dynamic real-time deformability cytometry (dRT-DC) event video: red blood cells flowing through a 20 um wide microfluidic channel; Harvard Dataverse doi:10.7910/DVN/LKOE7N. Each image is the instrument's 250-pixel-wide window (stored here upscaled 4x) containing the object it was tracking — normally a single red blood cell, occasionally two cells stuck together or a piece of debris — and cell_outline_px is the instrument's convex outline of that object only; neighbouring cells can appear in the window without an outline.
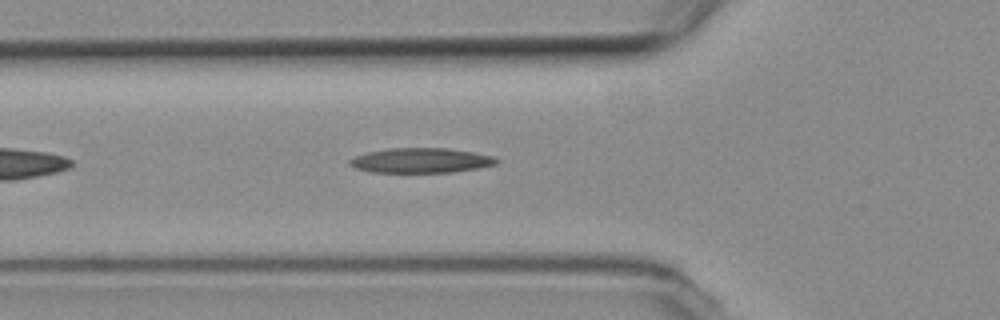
{"species": "common noctule bat (a hibernating species)", "species_latin": "Nyctalus noctula", "temperature_condition": "room temperature", "stored_images_in_passage": 26, "camera_frame_rate_fps": 3000, "um_per_image_px": 0.085, "animal": {"sex": "female", "body_mass_g": 19.3, "forearm_length_mm": 54.1}, "frame": {"image": 1, "passage_image": 6, "time_ms": 1.667, "image_size_px": [1000, 320], "cell_outline_px": [[500, 160], [496, 164], [480, 168], [452, 172], [368, 172], [356, 168], [348, 164], [348, 160], [356, 156], [368, 152], [392, 148], [448, 148], [496, 156]], "centroid_in_image_um": [35.81, 13.64], "position_along_channel_um": 90.0, "area_um2": 21.33}}
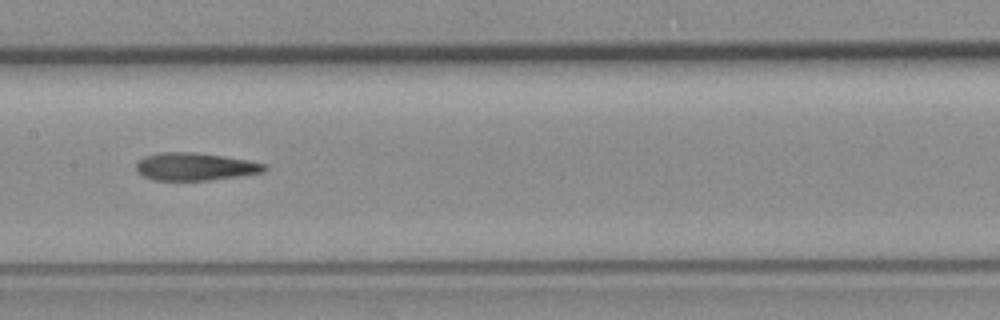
{"frame": {"image": 2, "passage_image": 14, "time_ms": 4.333, "image_size_px": [1000, 320], "cell_outline_px": [[268, 168], [264, 172], [240, 176], [208, 180], [152, 180], [136, 172], [136, 164], [144, 156], [160, 152], [192, 152], [248, 160], [264, 164]], "centroid_in_image_um": [16.56, 14.17], "position_along_channel_um": 190.8, "area_um2": 20.58}}
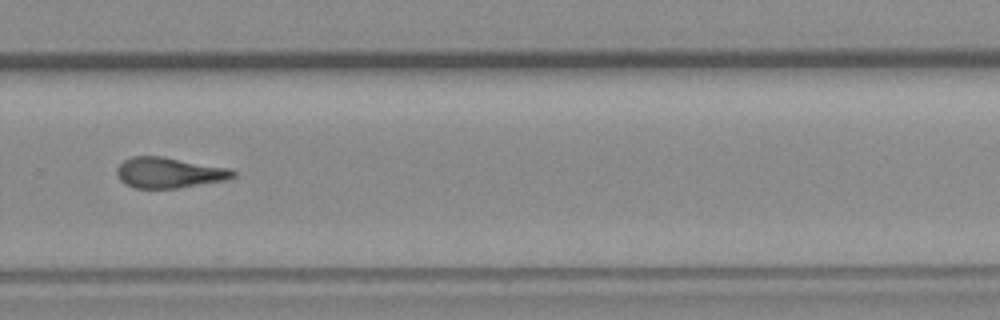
{"frame": {"image": 3, "passage_image": 24, "time_ms": 7.667, "image_size_px": [1000, 320], "cell_outline_px": [[236, 176], [228, 180], [176, 188], [136, 188], [124, 184], [120, 180], [116, 172], [116, 168], [124, 160], [132, 156], [164, 156], [228, 168], [236, 172]], "centroid_in_image_um": [14.37, 14.67], "position_along_channel_um": 315.4, "area_um2": 20.81}}